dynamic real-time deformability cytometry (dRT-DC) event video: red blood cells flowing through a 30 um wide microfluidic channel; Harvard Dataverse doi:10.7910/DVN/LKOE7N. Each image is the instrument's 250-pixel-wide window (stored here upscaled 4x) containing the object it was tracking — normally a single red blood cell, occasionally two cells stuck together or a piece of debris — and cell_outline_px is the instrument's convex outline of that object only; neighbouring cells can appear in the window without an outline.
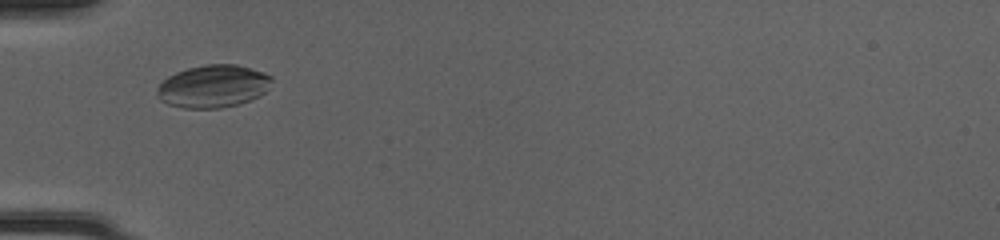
{"species": "common noctule bat (a hibernating species)", "species_latin": "Nyctalus noctula", "temperature_condition": "cold", "stored_images_in_passage": 41, "camera_frame_rate_fps": 3000, "um_per_image_px": 0.085, "animal": {"sex": "female", "body_mass_g": 20.0, "forearm_length_mm": 54.0}, "frame": {"image": 1, "passage_image": 9, "time_ms": 2.667, "image_size_px": [1000, 240], "cell_outline_px": [[272, 80], [268, 88], [260, 96], [252, 100], [240, 104], [220, 108], [184, 108], [168, 104], [160, 100], [156, 96], [156, 88], [168, 76], [176, 72], [188, 68], [204, 64], [236, 64], [264, 72], [272, 76]], "centroid_in_image_um": [18.12, 7.33], "position_along_channel_um": 66.9, "area_um2": 28.73}}
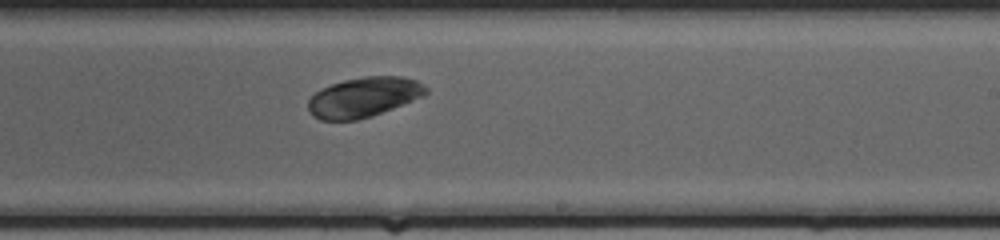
{"frame": {"image": 2, "passage_image": 23, "time_ms": 7.333, "image_size_px": [1000, 240], "cell_outline_px": [[428, 92], [424, 96], [372, 116], [356, 120], [320, 120], [312, 116], [308, 108], [308, 100], [320, 88], [344, 80], [364, 76], [400, 76], [416, 80], [424, 84], [428, 88]], "centroid_in_image_um": [30.92, 8.26], "position_along_channel_um": 258.1, "area_um2": 27.46}}
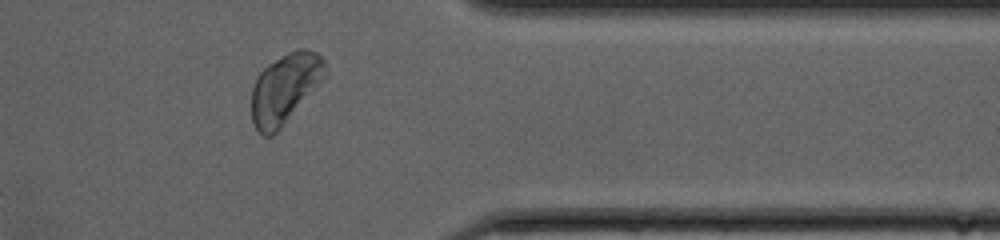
{"frame": {"image": 3, "passage_image": 33, "time_ms": 10.667, "image_size_px": [1000, 240], "cell_outline_px": [[324, 80], [280, 128], [272, 136], [264, 136], [256, 128], [252, 120], [252, 88], [260, 72], [268, 64], [288, 52], [296, 48], [308, 48], [316, 52], [324, 60]], "centroid_in_image_um": [24.22, 7.5], "position_along_channel_um": 387.2, "area_um2": 29.65}}